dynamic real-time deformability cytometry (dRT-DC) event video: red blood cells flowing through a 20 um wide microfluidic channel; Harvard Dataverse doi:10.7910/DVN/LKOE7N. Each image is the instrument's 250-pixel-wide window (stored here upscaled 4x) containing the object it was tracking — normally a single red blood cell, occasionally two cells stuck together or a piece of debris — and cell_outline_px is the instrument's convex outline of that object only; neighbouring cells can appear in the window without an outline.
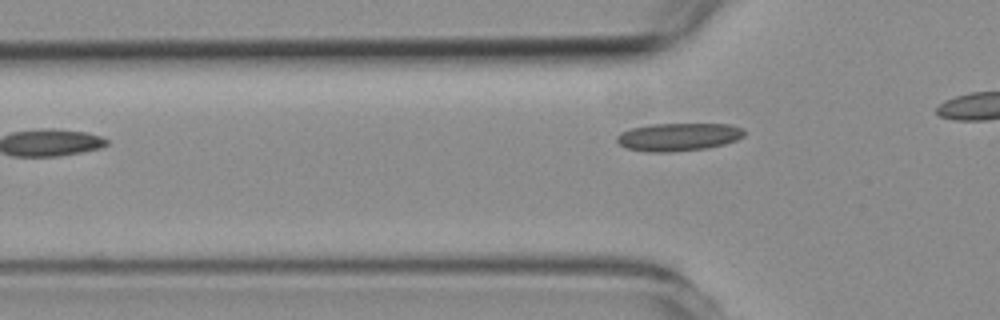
{"species": "common noctule bat (a hibernating species)", "species_latin": "Nyctalus noctula", "temperature_condition": "room temperature", "stored_images_in_passage": 3, "camera_frame_rate_fps": 3000, "um_per_image_px": 0.085, "animal": {"sex": "female", "body_mass_g": 19.3, "forearm_length_mm": 54.1}, "frame": {"image": 1, "passage_image": 3, "time_ms": 3.333, "image_size_px": [1000, 320], "cell_outline_px": [[744, 136], [736, 140], [724, 144], [708, 148], [672, 152], [648, 152], [624, 148], [616, 140], [616, 136], [620, 132], [632, 128], [652, 124], [732, 124], [744, 128]], "centroid_in_image_um": [57.66, 11.64], "position_along_channel_um": 68.1, "area_um2": 20.92}}